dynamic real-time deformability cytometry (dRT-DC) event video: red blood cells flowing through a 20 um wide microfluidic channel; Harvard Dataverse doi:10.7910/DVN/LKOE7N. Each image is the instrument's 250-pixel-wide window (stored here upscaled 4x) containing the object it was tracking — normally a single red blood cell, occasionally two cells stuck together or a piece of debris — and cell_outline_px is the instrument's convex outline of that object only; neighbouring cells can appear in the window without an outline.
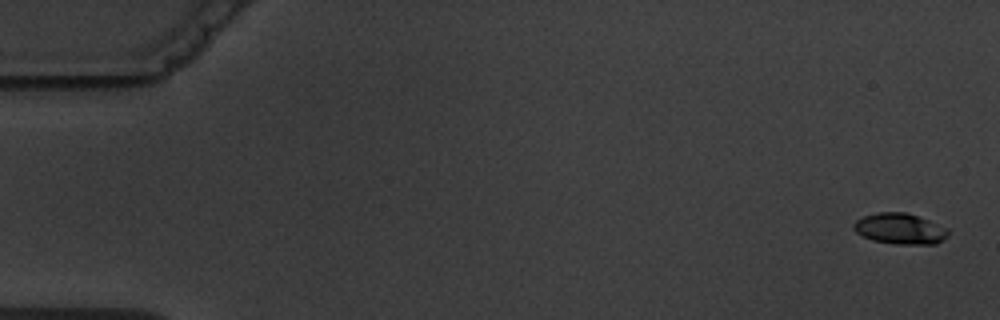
{"species": "common noctule bat (a hibernating species)", "species_latin": "Nyctalus noctula", "temperature_condition": "warm", "stored_images_in_passage": 7, "camera_frame_rate_fps": 3000, "um_per_image_px": 0.085, "animal": {"sex": "male", "body_mass_g": 19.5, "forearm_length_mm": 54.6}, "frame": {"image": 1, "passage_image": 1, "time_ms": 0.0, "image_size_px": [1000, 320], "cell_outline_px": [[948, 236], [936, 244], [892, 244], [872, 240], [856, 232], [852, 228], [852, 224], [856, 220], [864, 216], [876, 212], [904, 212], [928, 220], [948, 228]], "centroid_in_image_um": [76.48, 19.45], "position_along_channel_um": 8.5, "area_um2": 16.99}}
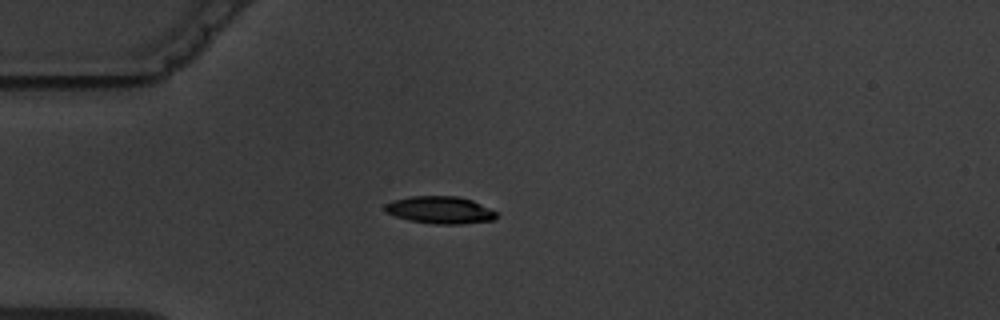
{"frame": {"image": 2, "passage_image": 5, "time_ms": 4.667, "image_size_px": [1000, 320], "cell_outline_px": [[500, 216], [492, 220], [460, 224], [436, 224], [408, 220], [384, 212], [384, 204], [392, 200], [412, 196], [456, 196], [472, 200], [496, 212]], "centroid_in_image_um": [37.37, 17.85], "position_along_channel_um": 47.6, "area_um2": 17.74}}
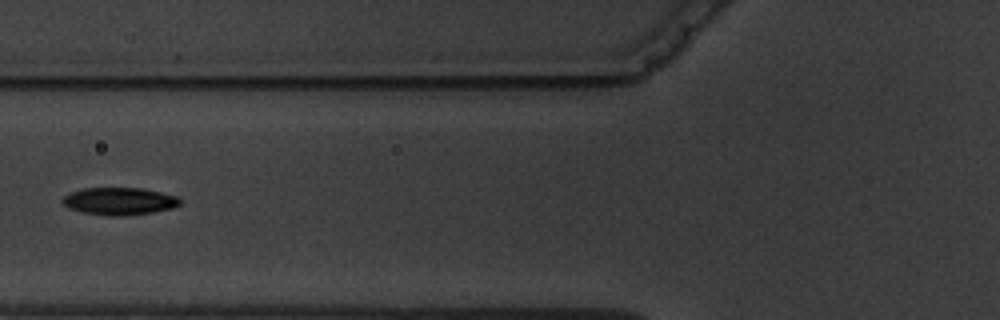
{"frame": {"image": 3, "passage_image": 7, "time_ms": 7.0, "image_size_px": [1000, 320], "cell_outline_px": [[180, 204], [172, 208], [152, 212], [124, 216], [104, 216], [84, 212], [68, 208], [60, 200], [64, 196], [72, 192], [84, 188], [144, 188], [176, 196], [180, 200]], "centroid_in_image_um": [10.13, 17.1], "position_along_channel_um": 115.7, "area_um2": 18.73}}